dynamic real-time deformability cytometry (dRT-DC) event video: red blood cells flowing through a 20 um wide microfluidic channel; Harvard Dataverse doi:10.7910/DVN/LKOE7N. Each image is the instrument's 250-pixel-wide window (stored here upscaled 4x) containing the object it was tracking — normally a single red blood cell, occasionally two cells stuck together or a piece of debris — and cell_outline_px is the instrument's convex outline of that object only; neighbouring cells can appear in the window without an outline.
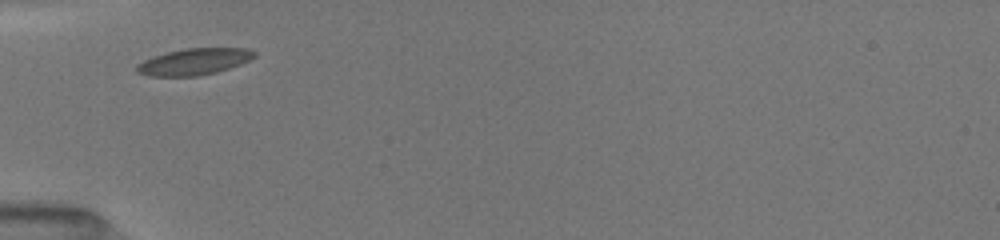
{"species": "common noctule bat (a hibernating species)", "species_latin": "Nyctalus noctula", "temperature_condition": "room temperature", "stored_images_in_passage": 5, "camera_frame_rate_fps": 3000, "um_per_image_px": 0.085, "animal": {"sex": "female", "body_mass_g": 19.5, "forearm_length_mm": 54.1}, "frame": {"image": 1, "passage_image": 1, "time_ms": 0.0, "image_size_px": [1000, 240], "cell_outline_px": [[256, 56], [240, 64], [216, 72], [196, 76], [148, 76], [136, 72], [136, 64], [152, 56], [184, 48], [248, 48], [256, 52]], "centroid_in_image_um": [16.47, 5.24], "position_along_channel_um": 68.5, "area_um2": 18.15}}
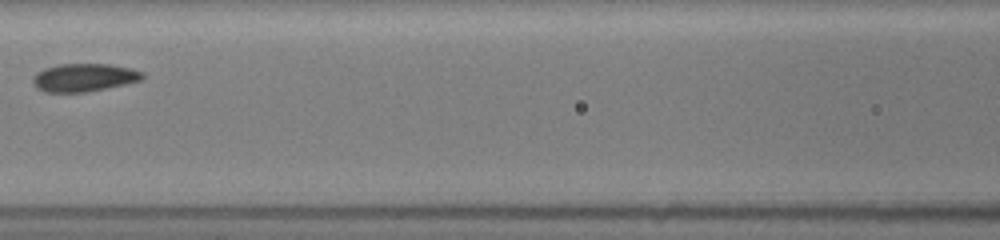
{"frame": {"image": 2, "passage_image": 3, "time_ms": 2.333, "image_size_px": [1000, 240], "cell_outline_px": [[144, 80], [88, 92], [44, 92], [36, 88], [32, 84], [32, 80], [36, 72], [44, 68], [60, 64], [108, 64], [132, 68], [144, 72]], "centroid_in_image_um": [7.15, 6.59], "position_along_channel_um": 159.4, "area_um2": 18.15}}
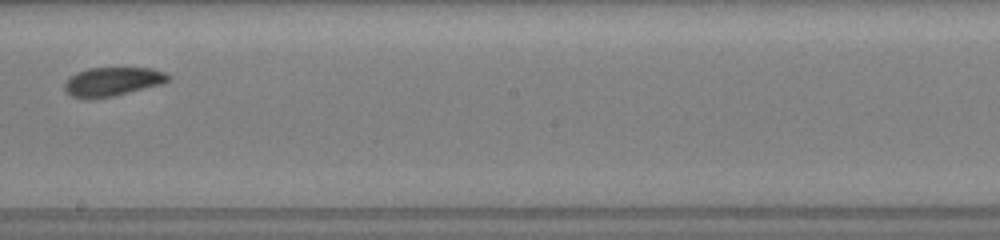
{"frame": {"image": 3, "passage_image": 5, "time_ms": 4.333, "image_size_px": [1000, 240], "cell_outline_px": [[172, 76], [168, 80], [160, 84], [116, 96], [88, 100], [72, 96], [64, 92], [64, 84], [68, 76], [76, 72], [88, 68], [152, 68], [168, 72]], "centroid_in_image_um": [9.53, 6.94], "position_along_channel_um": 238.7, "area_um2": 17.86}}